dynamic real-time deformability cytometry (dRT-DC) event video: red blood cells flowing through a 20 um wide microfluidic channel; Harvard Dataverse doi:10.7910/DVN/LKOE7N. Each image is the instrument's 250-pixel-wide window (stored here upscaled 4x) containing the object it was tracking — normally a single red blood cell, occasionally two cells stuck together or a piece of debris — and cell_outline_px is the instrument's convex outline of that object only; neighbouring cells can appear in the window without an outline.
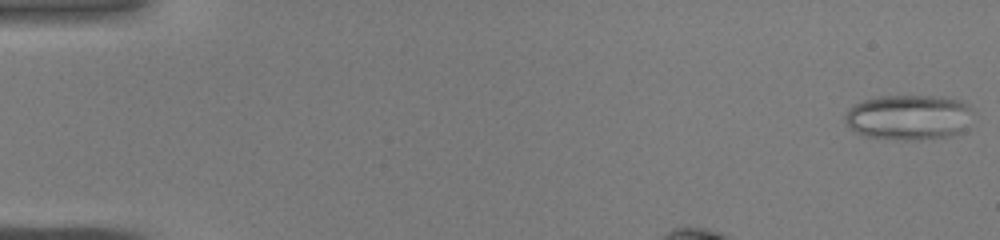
{"species": "common noctule bat (a hibernating species)", "species_latin": "Nyctalus noctula", "temperature_condition": "warm", "stored_images_in_passage": 32, "segment_of_instrument_passage": [1, 2], "camera_frame_rate_fps": 3000, "um_per_image_px": 0.085, "animal": {"sex": "male", "body_mass_g": 19.0, "forearm_length_mm": 50.8}, "frame": {"image": 1, "passage_image": 1, "time_ms": 0.0, "image_size_px": [1000, 240], "cell_outline_px": [[976, 112], [956, 132], [948, 136], [916, 140], [896, 140], [864, 136], [856, 132], [844, 120], [844, 116], [848, 108], [864, 100], [880, 96], [944, 96], [960, 100], [968, 104]], "centroid_in_image_um": [77.22, 9.95], "position_along_channel_um": 7.8, "area_um2": 33.64}}